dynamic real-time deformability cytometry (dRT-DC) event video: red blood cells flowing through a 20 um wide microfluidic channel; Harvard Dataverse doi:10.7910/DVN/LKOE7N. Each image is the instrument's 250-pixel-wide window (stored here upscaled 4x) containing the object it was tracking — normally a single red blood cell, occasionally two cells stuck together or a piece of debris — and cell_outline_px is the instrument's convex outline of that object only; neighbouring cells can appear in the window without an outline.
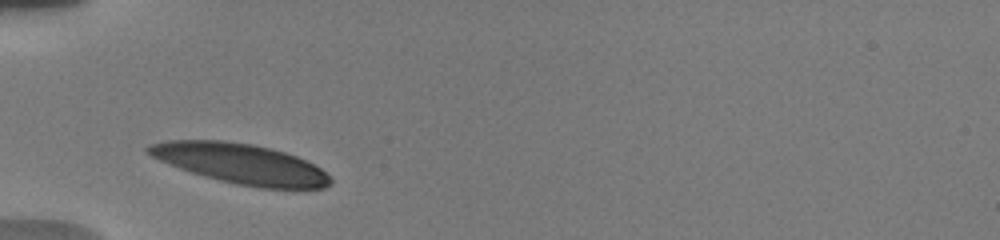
{"species": "human", "species_latin": "Homo sapiens", "temperature_condition": "warm", "stored_images_in_passage": 10, "camera_frame_rate_fps": 3000, "um_per_image_px": 0.085, "donor": {"sex": "male"}, "frame": {"image": 1, "passage_image": 1, "time_ms": 0.0, "image_size_px": [1000, 240], "cell_outline_px": [[332, 184], [324, 188], [260, 188], [236, 184], [204, 176], [180, 168], [160, 160], [152, 156], [144, 148], [148, 144], [168, 140], [224, 140], [252, 144], [272, 148], [296, 156], [320, 168], [332, 180]], "centroid_in_image_um": [20.45, 13.91], "position_along_channel_um": 64.5, "area_um2": 42.25}}
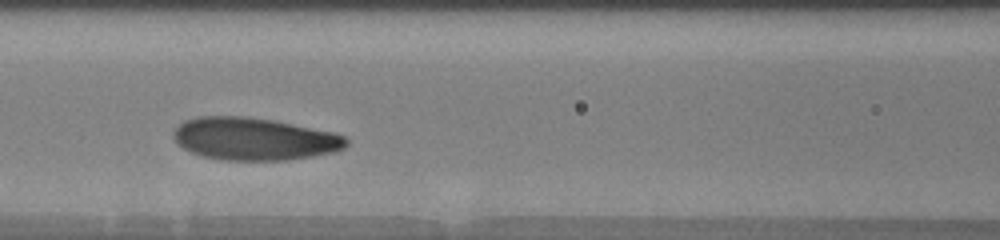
{"frame": {"image": 2, "passage_image": 6, "time_ms": 2.333, "image_size_px": [1000, 240], "cell_outline_px": [[348, 144], [344, 148], [336, 152], [288, 160], [224, 160], [200, 156], [184, 148], [172, 136], [172, 132], [184, 120], [196, 116], [248, 116], [272, 120], [332, 132], [344, 136], [348, 140]], "centroid_in_image_um": [21.59, 11.8], "position_along_channel_um": 145.0, "area_um2": 42.83}}
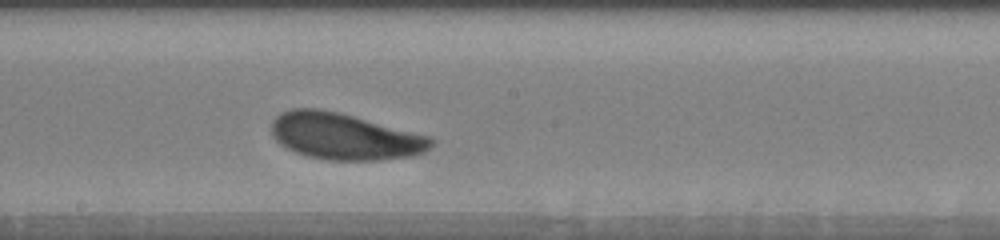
{"frame": {"image": 3, "passage_image": 10, "time_ms": 4.333, "image_size_px": [1000, 240], "cell_outline_px": [[432, 144], [424, 152], [412, 156], [380, 160], [328, 160], [304, 156], [280, 144], [272, 136], [272, 120], [280, 112], [292, 108], [320, 108], [340, 112], [428, 136], [432, 140]], "centroid_in_image_um": [29.23, 11.59], "position_along_channel_um": 219.0, "area_um2": 43.23}}